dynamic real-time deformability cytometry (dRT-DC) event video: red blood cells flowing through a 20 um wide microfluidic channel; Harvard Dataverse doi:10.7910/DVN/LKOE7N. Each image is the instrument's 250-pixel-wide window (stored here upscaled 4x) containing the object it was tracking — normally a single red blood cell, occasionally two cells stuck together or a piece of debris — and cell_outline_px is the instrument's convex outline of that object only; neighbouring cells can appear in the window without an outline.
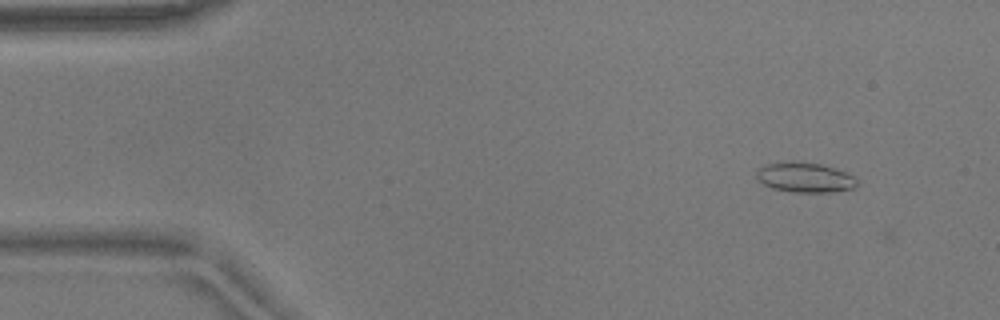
{"species": "common noctule bat (a hibernating species)", "species_latin": "Nyctalus noctula", "temperature_condition": "warm", "stored_images_in_passage": 4, "camera_frame_rate_fps": 3000, "um_per_image_px": 0.085, "animal": {"sex": "male", "body_mass_g": 17.9}, "frame": {"image": 1, "passage_image": 2, "time_ms": 0.333, "image_size_px": [1000, 320], "cell_outline_px": [[856, 184], [852, 188], [828, 192], [792, 192], [772, 188], [764, 184], [756, 176], [756, 172], [760, 168], [768, 164], [820, 164], [856, 176]], "centroid_in_image_um": [68.44, 15.13], "position_along_channel_um": 16.6, "area_um2": 16.53}}